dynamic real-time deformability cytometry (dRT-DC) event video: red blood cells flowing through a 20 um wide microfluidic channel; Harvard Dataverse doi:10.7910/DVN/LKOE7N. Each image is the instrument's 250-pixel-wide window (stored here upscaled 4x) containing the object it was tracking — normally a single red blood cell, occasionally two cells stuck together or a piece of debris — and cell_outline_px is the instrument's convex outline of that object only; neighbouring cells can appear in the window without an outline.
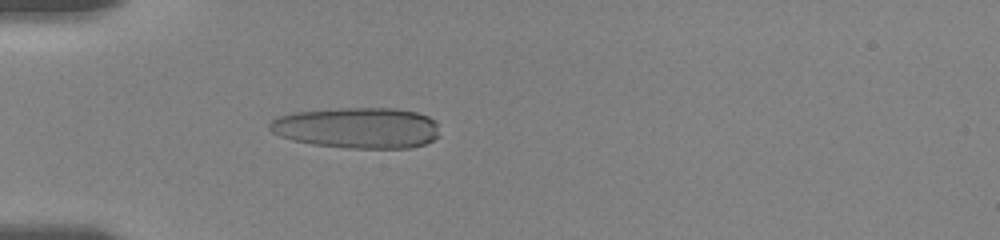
{"species": "human", "species_latin": "Homo sapiens", "temperature_condition": "room temperature", "stored_images_in_passage": 56, "camera_frame_rate_fps": 3000, "um_per_image_px": 0.085, "donor": {"sex": "female"}, "frame": {"image": 1, "passage_image": 17, "time_ms": 5.333, "image_size_px": [1000, 240], "cell_outline_px": [[440, 136], [424, 144], [408, 148], [348, 148], [312, 144], [292, 140], [280, 136], [272, 132], [268, 128], [268, 124], [276, 116], [296, 112], [336, 108], [396, 108], [416, 112], [428, 116], [436, 120]], "centroid_in_image_um": [30.37, 10.86], "position_along_channel_um": 54.6, "area_um2": 40.86}}
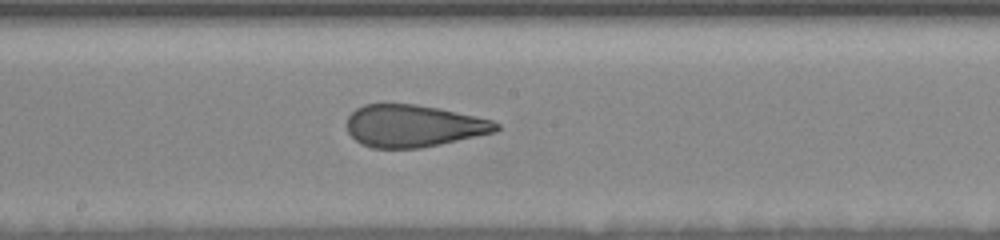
{"frame": {"image": 2, "passage_image": 31, "time_ms": 10.0, "image_size_px": [1000, 240], "cell_outline_px": [[500, 128], [496, 132], [440, 144], [420, 148], [372, 148], [360, 144], [348, 132], [348, 116], [356, 108], [364, 104], [416, 104], [440, 108], [476, 116], [492, 120], [500, 124]], "centroid_in_image_um": [35.16, 10.7], "position_along_channel_um": 213.0, "area_um2": 36.76}}
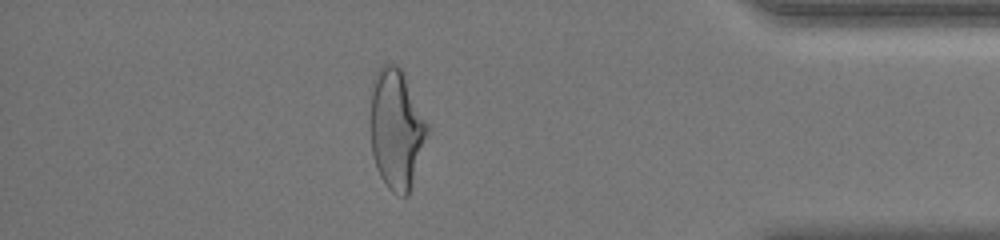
{"frame": {"image": 3, "passage_image": 49, "time_ms": 16.0, "image_size_px": [1000, 240], "cell_outline_px": [[428, 132], [408, 196], [400, 196], [392, 192], [388, 188], [380, 176], [376, 168], [372, 156], [372, 76], [380, 64], [396, 64], [404, 72], [428, 124]], "centroid_in_image_um": [33.69, 10.94], "position_along_channel_um": 401.5, "area_um2": 39.54}, "authors_computed_cell_mechanics": {"area_um2": 38.6682, "velocity_mm_per_s": 3.6332, "shape_relaxation_time_tau1_ms": 8.4381, "shape_relaxation_time_tau2_ms": 1.4145, "deformation_change_tau1": 0.242, "deformation_change_tau2": 0.099}}